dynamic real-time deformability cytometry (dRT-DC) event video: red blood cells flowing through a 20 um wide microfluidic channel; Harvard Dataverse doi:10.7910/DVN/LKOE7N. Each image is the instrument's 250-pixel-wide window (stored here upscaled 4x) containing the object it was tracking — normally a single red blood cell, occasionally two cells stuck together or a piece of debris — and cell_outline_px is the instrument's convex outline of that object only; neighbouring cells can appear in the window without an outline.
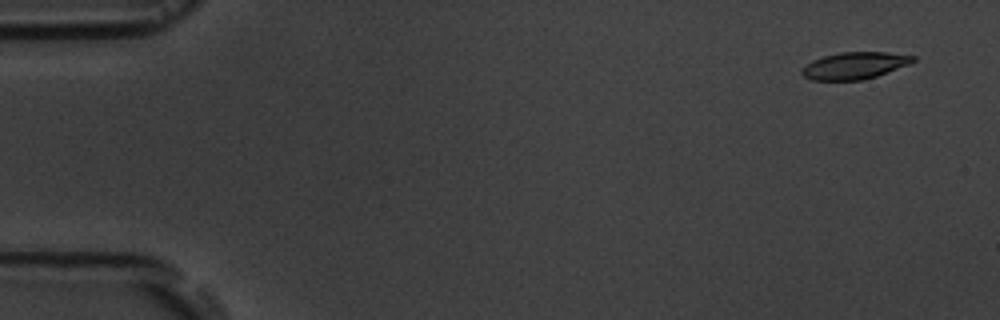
{"species": "common noctule bat (a hibernating species)", "species_latin": "Nyctalus noctula", "temperature_condition": "room temperature", "stored_images_in_passage": 4, "camera_frame_rate_fps": 3000, "um_per_image_px": 0.085, "animal": {"sex": "male", "body_mass_g": 19.5, "forearm_length_mm": 54.6}, "frame": {"image": 1, "passage_image": 1, "time_ms": 0.0, "image_size_px": [1000, 320], "cell_outline_px": [[916, 60], [912, 64], [864, 80], [812, 80], [804, 76], [800, 72], [812, 60], [824, 56], [840, 52], [888, 52], [916, 56]], "centroid_in_image_um": [72.7, 5.57], "position_along_channel_um": 12.3, "area_um2": 17.51}}